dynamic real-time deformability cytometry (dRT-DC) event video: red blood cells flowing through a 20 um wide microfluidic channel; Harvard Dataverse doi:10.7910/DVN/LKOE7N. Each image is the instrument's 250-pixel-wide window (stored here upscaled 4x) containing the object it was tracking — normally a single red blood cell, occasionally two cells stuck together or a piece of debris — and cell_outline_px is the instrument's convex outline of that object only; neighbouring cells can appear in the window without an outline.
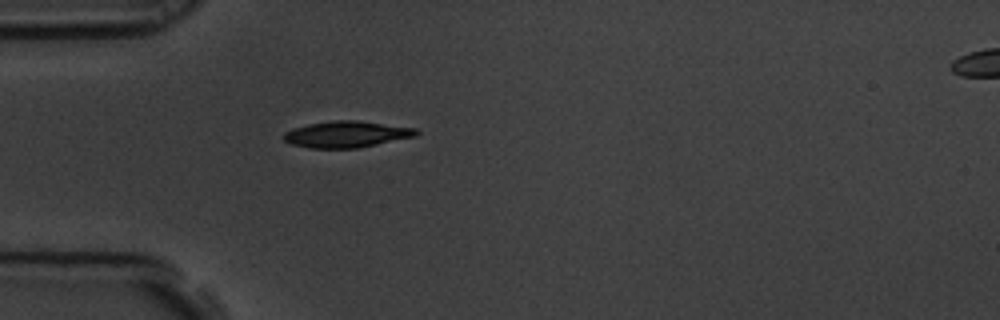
{"species": "common noctule bat (a hibernating species)", "species_latin": "Nyctalus noctula", "temperature_condition": "room temperature", "stored_images_in_passage": 1, "camera_frame_rate_fps": 3000, "um_per_image_px": 0.085, "animal": {"sex": "male", "body_mass_g": 19.5, "forearm_length_mm": 54.6}, "frame": {"image": 1, "passage_image": 1, "time_ms": 0.0, "image_size_px": [1000, 320], "cell_outline_px": [[420, 132], [416, 136], [360, 148], [308, 148], [292, 144], [284, 140], [284, 132], [292, 128], [308, 124], [332, 120], [356, 120], [416, 128]], "centroid_in_image_um": [29.46, 11.41], "position_along_channel_um": 55.5, "area_um2": 20.46}}